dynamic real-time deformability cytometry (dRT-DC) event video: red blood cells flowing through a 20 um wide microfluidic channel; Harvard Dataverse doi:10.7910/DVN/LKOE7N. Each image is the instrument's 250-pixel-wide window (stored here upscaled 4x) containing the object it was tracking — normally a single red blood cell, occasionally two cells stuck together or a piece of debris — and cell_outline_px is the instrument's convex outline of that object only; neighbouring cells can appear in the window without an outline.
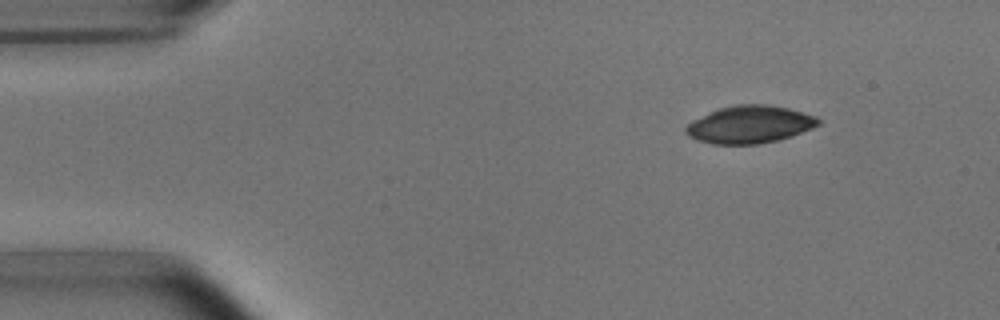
{"species": "common noctule bat (a hibernating species)", "species_latin": "Nyctalus noctula", "temperature_condition": "room temperature", "stored_images_in_passage": 3, "camera_frame_rate_fps": 3000, "um_per_image_px": 0.085, "animal": {"sex": "male", "body_mass_g": 15.6}, "frame": {"image": 1, "passage_image": 1, "time_ms": 0.0, "image_size_px": [1000, 320], "cell_outline_px": [[820, 124], [812, 128], [792, 136], [760, 144], [712, 144], [696, 140], [688, 136], [684, 132], [684, 128], [692, 120], [708, 112], [732, 104], [768, 104], [788, 108], [816, 116], [820, 120]], "centroid_in_image_um": [63.69, 10.58], "position_along_channel_um": 21.3, "area_um2": 29.19}}
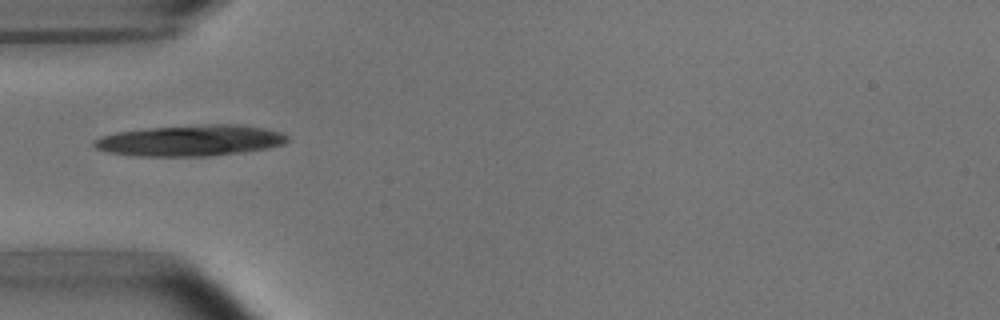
{"frame": {"image": 2, "passage_image": 3, "time_ms": 3.333, "image_size_px": [1000, 320], "cell_outline_px": [[288, 140], [284, 144], [268, 148], [244, 152], [208, 156], [136, 156], [108, 152], [96, 148], [92, 144], [92, 140], [100, 136], [116, 132], [148, 128], [204, 124], [236, 124], [264, 128], [280, 132], [288, 136]], "centroid_in_image_um": [16.17, 11.94], "position_along_channel_um": 68.8, "area_um2": 35.14}}